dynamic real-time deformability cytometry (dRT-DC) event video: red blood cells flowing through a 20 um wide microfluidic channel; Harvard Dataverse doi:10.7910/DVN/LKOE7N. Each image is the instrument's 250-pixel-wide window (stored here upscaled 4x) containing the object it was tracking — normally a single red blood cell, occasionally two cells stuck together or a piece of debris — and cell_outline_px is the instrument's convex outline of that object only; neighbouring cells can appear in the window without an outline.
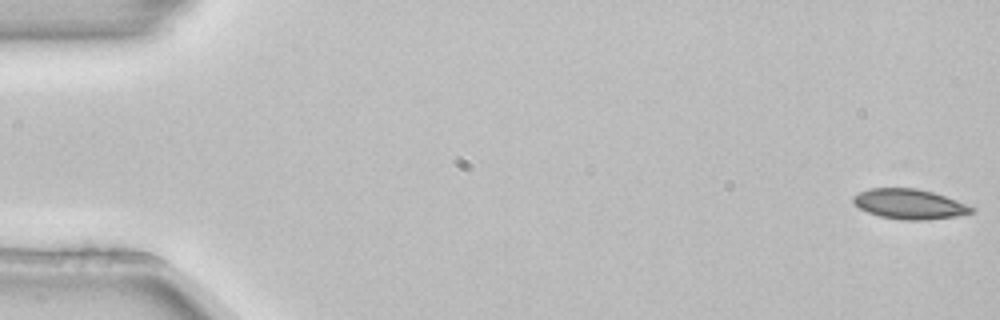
{"species": "common noctule bat (a hibernating species)", "species_latin": "Nyctalus noctula", "temperature_condition": "room temperature", "stored_images_in_passage": 5, "camera_frame_rate_fps": 3000, "um_per_image_px": 0.085, "animal": {"sex": "female", "body_mass_g": 22.7, "forearm_length_mm": 54.2}, "frame": {"image": 1, "passage_image": 1, "time_ms": 0.0, "image_size_px": [1000, 320], "cell_outline_px": [[976, 208], [972, 212], [956, 216], [928, 220], [904, 220], [880, 216], [868, 212], [860, 208], [852, 200], [852, 196], [868, 188], [916, 188], [932, 192], [956, 200]], "centroid_in_image_um": [77.29, 17.34], "position_along_channel_um": 7.7, "area_um2": 20.52}}
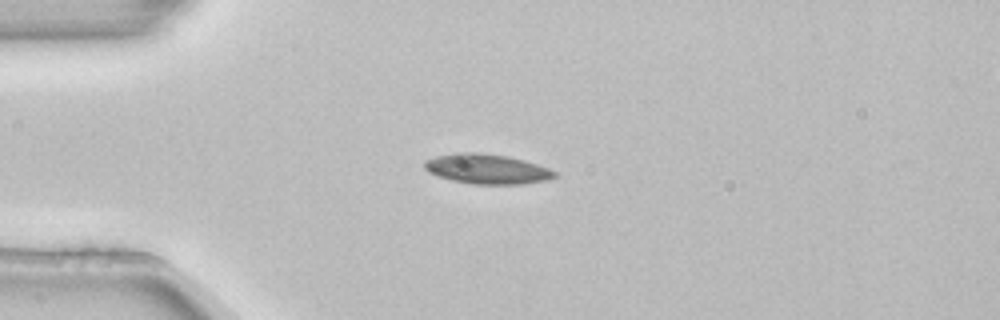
{"frame": {"image": 2, "passage_image": 4, "time_ms": 1.0, "image_size_px": [1000, 320], "cell_outline_px": [[560, 176], [548, 180], [520, 184], [472, 184], [452, 180], [428, 172], [424, 168], [424, 160], [436, 156], [456, 152], [476, 152], [508, 156], [524, 160], [548, 168], [556, 172]], "centroid_in_image_um": [41.4, 14.36], "position_along_channel_um": 43.6, "area_um2": 22.72}}